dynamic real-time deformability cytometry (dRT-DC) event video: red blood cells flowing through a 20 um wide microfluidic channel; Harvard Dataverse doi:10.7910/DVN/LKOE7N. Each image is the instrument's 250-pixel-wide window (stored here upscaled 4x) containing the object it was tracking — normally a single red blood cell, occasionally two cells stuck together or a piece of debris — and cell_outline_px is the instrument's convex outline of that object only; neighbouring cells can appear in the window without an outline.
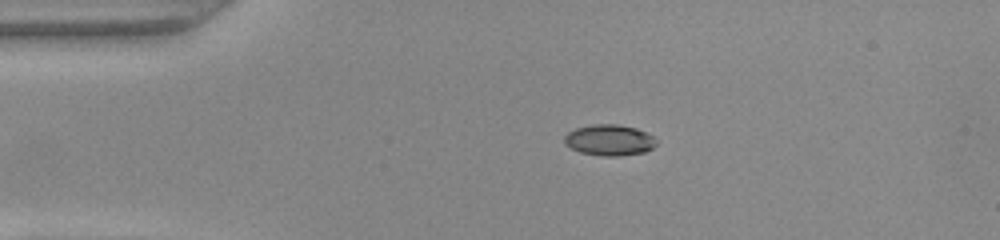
{"species": "common noctule bat (a hibernating species)", "species_latin": "Nyctalus noctula", "temperature_condition": "warm", "stored_images_in_passage": 41, "camera_frame_rate_fps": 3000, "um_per_image_px": 0.085, "animal": {"sex": "female", "body_mass_g": 22.0, "forearm_length_mm": 56.7}, "frame": {"image": 1, "passage_image": 1, "time_ms": 0.0, "image_size_px": [1000, 240], "cell_outline_px": [[656, 144], [652, 148], [644, 152], [620, 156], [604, 156], [580, 152], [564, 144], [564, 136], [568, 132], [576, 128], [592, 124], [616, 124], [636, 128], [652, 136], [656, 140]], "centroid_in_image_um": [51.78, 11.91], "position_along_channel_um": 33.2, "area_um2": 16.53}}
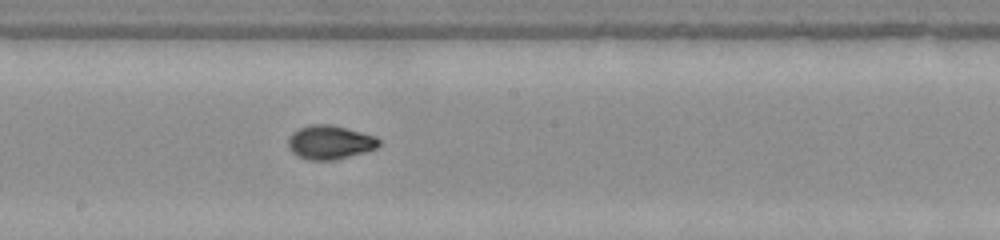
{"frame": {"image": 2, "passage_image": 18, "time_ms": 5.667, "image_size_px": [1000, 240], "cell_outline_px": [[380, 144], [376, 148], [368, 152], [336, 160], [308, 160], [296, 156], [288, 148], [288, 140], [292, 132], [300, 128], [312, 124], [328, 124], [376, 136], [380, 140]], "centroid_in_image_um": [28.04, 12.12], "position_along_channel_um": 220.2, "area_um2": 18.03}}
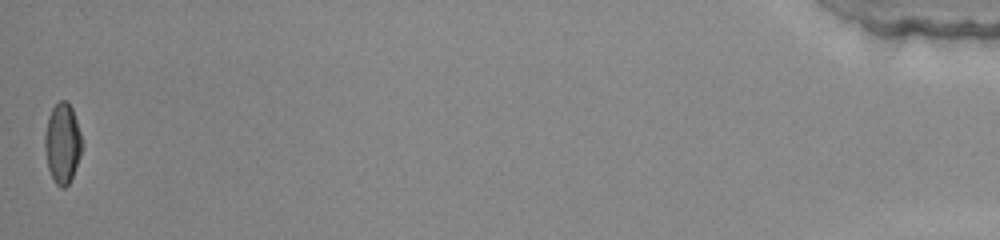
{"frame": {"image": 3, "passage_image": 41, "time_ms": 13.333, "image_size_px": [1000, 240], "cell_outline_px": [[80, 156], [72, 176], [68, 184], [64, 188], [60, 188], [56, 184], [48, 168], [44, 144], [44, 136], [48, 116], [52, 108], [60, 100], [64, 100], [72, 108], [80, 132]], "centroid_in_image_um": [5.28, 12.17], "position_along_channel_um": 429.9, "area_um2": 16.94}, "authors_computed_cell_mechanics": {"area_um2": 17.2822, "velocity_mm_per_s": 4.0441, "shape_relaxation_time_tau1_ms": 6.2762, "shape_relaxation_time_tau2_ms": 0.8028, "deformation_change_tau1": 0.2123, "deformation_change_tau2": 0.0473}}